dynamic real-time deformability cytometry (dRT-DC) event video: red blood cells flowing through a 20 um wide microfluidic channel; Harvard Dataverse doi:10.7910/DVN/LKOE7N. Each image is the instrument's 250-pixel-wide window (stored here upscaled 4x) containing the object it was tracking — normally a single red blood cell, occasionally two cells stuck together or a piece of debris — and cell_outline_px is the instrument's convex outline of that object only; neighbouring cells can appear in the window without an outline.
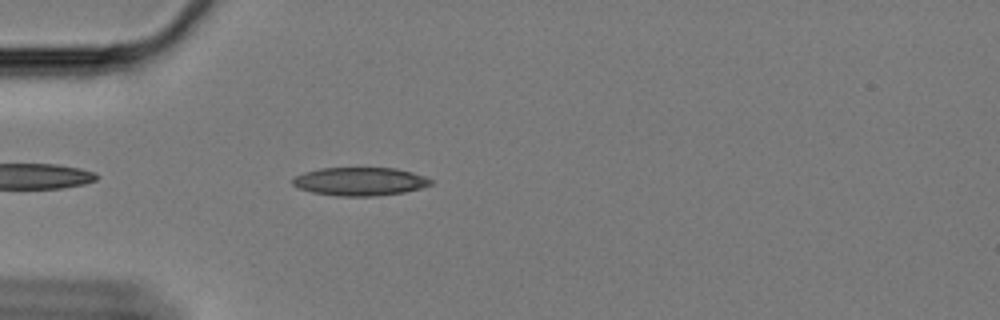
{"species": "Egyptian fruit bat (a non-hibernating species)", "species_latin": "Rousettus aegyptiacus", "temperature_condition": "cold", "stored_images_in_passage": 20, "camera_frame_rate_fps": 3000, "um_per_image_px": 0.085, "animal": {"sex": "female"}, "frame": {"image": 1, "passage_image": 4, "time_ms": 1.0, "image_size_px": [1000, 320], "cell_outline_px": [[432, 184], [420, 188], [404, 192], [376, 196], [340, 196], [312, 192], [300, 188], [292, 184], [292, 180], [296, 176], [304, 172], [320, 168], [396, 168], [412, 172], [424, 176], [432, 180]], "centroid_in_image_um": [30.6, 15.42], "position_along_channel_um": 54.4, "area_um2": 22.66}}
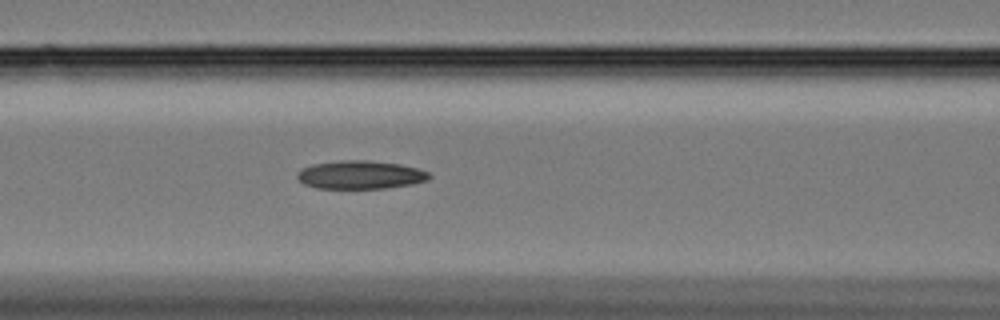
{"frame": {"image": 2, "passage_image": 12, "time_ms": 3.667, "image_size_px": [1000, 320], "cell_outline_px": [[432, 176], [428, 180], [412, 184], [384, 188], [316, 188], [304, 184], [296, 176], [296, 172], [300, 168], [312, 164], [340, 160], [364, 160], [400, 164], [416, 168], [428, 172]], "centroid_in_image_um": [30.59, 14.85], "position_along_channel_um": 136.0, "area_um2": 21.79}}
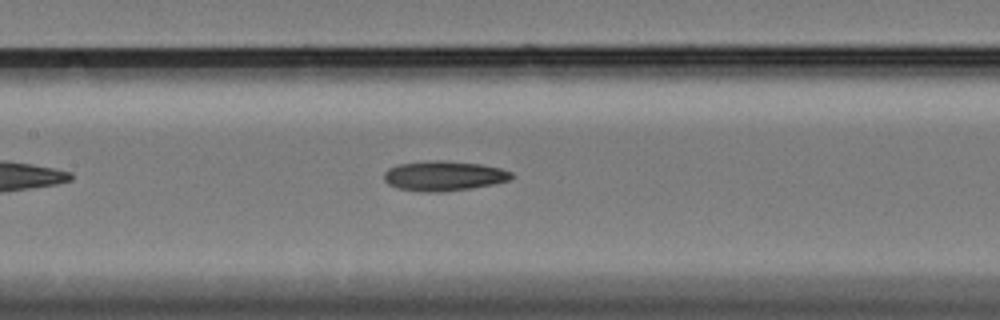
{"frame": {"image": 3, "passage_image": 15, "time_ms": 4.667, "image_size_px": [1000, 320], "cell_outline_px": [[516, 176], [512, 180], [496, 184], [472, 188], [444, 192], [428, 192], [400, 188], [388, 184], [384, 180], [384, 172], [388, 168], [400, 164], [428, 160], [444, 160], [480, 164], [500, 168], [512, 172]], "centroid_in_image_um": [37.79, 14.95], "position_along_channel_um": 169.6, "area_um2": 22.43}}